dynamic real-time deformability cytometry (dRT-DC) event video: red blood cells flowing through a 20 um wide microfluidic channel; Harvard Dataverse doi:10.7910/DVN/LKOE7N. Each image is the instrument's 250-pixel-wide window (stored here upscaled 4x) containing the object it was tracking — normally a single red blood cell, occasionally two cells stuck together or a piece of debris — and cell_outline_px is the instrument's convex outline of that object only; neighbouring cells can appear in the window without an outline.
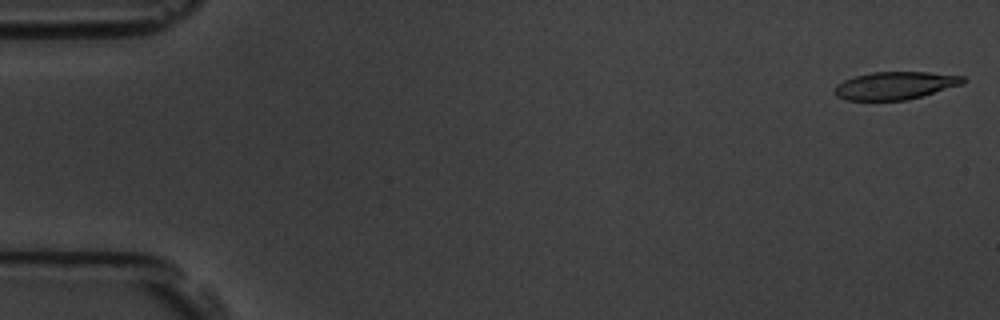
{"species": "common noctule bat (a hibernating species)", "species_latin": "Nyctalus noctula", "temperature_condition": "room temperature", "stored_images_in_passage": 4, "camera_frame_rate_fps": 3000, "um_per_image_px": 0.085, "animal": {"sex": "male", "body_mass_g": 19.5, "forearm_length_mm": 54.6}, "frame": {"image": 1, "passage_image": 1, "time_ms": 0.0, "image_size_px": [1000, 320], "cell_outline_px": [[968, 80], [964, 84], [908, 100], [848, 100], [836, 96], [836, 84], [844, 80], [856, 76], [872, 72], [928, 72], [964, 76]], "centroid_in_image_um": [76.15, 7.27], "position_along_channel_um": 8.9, "area_um2": 20.75}}
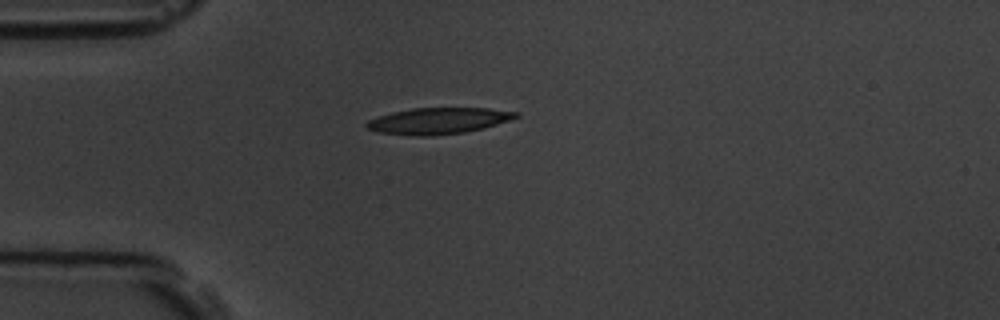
{"frame": {"image": 2, "passage_image": 4, "time_ms": 4.333, "image_size_px": [1000, 320], "cell_outline_px": [[520, 116], [512, 120], [484, 128], [464, 132], [428, 136], [416, 136], [380, 132], [368, 128], [364, 124], [368, 120], [392, 112], [412, 108], [488, 108], [520, 112]], "centroid_in_image_um": [37.32, 10.26], "position_along_channel_um": 47.7, "area_um2": 22.83}}